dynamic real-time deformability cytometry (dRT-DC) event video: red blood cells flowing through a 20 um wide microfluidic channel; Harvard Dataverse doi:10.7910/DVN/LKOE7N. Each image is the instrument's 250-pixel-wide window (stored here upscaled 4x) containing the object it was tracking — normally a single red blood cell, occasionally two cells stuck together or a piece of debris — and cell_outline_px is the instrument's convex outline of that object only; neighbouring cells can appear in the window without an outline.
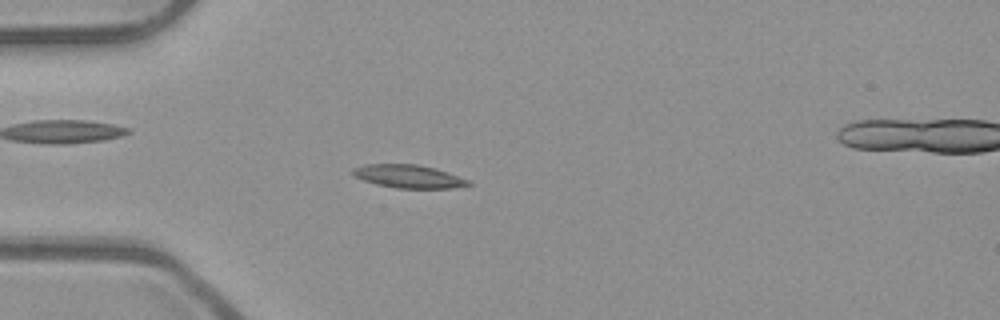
{"species": "common noctule bat (a hibernating species)", "species_latin": "Nyctalus noctula", "temperature_condition": "room temperature", "stored_images_in_passage": 53, "camera_frame_rate_fps": 3000, "um_per_image_px": 0.085, "animal": {"sex": "male", "body_mass_g": 23.1, "forearm_length_mm": 52.7}, "frame": {"image": 1, "passage_image": 15, "time_ms": 4.667, "image_size_px": [1000, 320], "cell_outline_px": [[472, 184], [452, 188], [396, 188], [376, 184], [364, 180], [356, 176], [352, 172], [352, 168], [364, 164], [416, 164], [436, 168], [448, 172], [468, 180]], "centroid_in_image_um": [34.72, 14.98], "position_along_channel_um": 50.3, "area_um2": 15.49}}
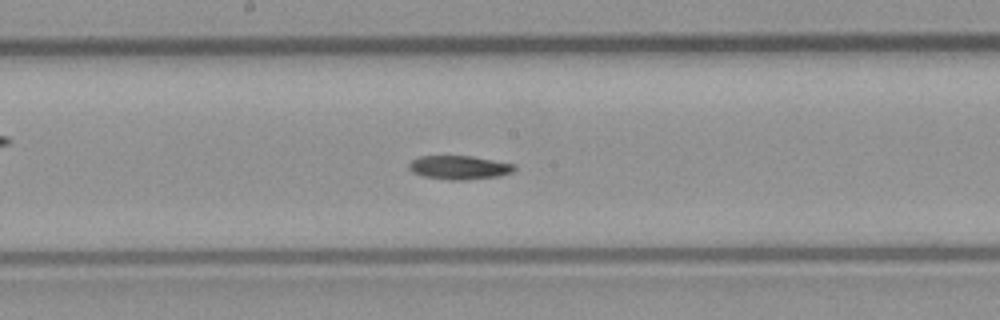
{"frame": {"image": 2, "passage_image": 28, "time_ms": 9.0, "image_size_px": [1000, 320], "cell_outline_px": [[516, 168], [512, 172], [500, 176], [464, 180], [448, 180], [424, 176], [412, 172], [408, 168], [408, 164], [412, 160], [420, 156], [472, 156], [516, 164]], "centroid_in_image_um": [39.05, 14.23], "position_along_channel_um": 209.2, "area_um2": 14.68}}
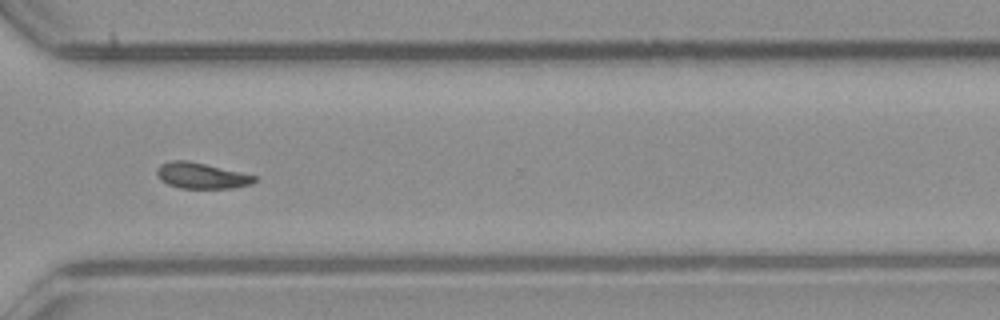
{"frame": {"image": 3, "passage_image": 39, "time_ms": 12.667, "image_size_px": [1000, 320], "cell_outline_px": [[256, 180], [252, 184], [232, 188], [180, 188], [168, 184], [160, 180], [156, 176], [156, 168], [160, 164], [172, 160], [184, 160], [204, 164], [256, 176]], "centroid_in_image_um": [17.06, 14.94], "position_along_channel_um": 353.5, "area_um2": 14.57}, "authors_computed_cell_mechanics": {"area_um2": 15.028, "velocity_mm_per_s": 3.9475, "shape_relaxation_time_tau1_ms": null, "shape_relaxation_time_tau2_ms": 9.3705, "deformation_change_tau1": null, "deformation_change_tau2": 0.1402}}